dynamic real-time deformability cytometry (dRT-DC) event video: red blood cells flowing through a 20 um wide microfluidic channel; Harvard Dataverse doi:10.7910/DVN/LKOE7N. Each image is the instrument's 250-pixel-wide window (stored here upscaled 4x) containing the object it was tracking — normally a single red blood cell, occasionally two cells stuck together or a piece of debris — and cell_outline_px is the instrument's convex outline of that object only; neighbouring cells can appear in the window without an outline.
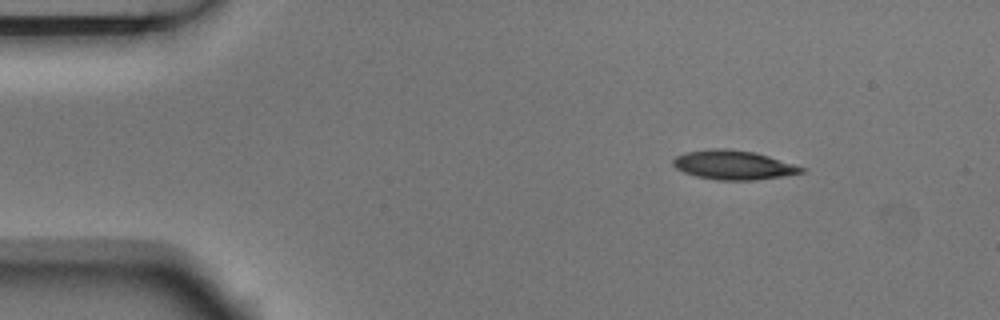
{"species": "Egyptian fruit bat (a non-hibernating species)", "species_latin": "Rousettus aegyptiacus", "temperature_condition": "room temperature", "stored_images_in_passage": 3, "camera_frame_rate_fps": 3000, "um_per_image_px": 0.085, "animal": {"sex": "male"}, "frame": {"image": 1, "passage_image": 1, "time_ms": 0.0, "image_size_px": [1000, 320], "cell_outline_px": [[804, 172], [784, 176], [752, 180], [716, 180], [696, 176], [684, 172], [676, 168], [672, 164], [672, 160], [676, 156], [684, 152], [712, 148], [724, 148], [752, 152], [768, 156], [804, 168]], "centroid_in_image_um": [62.27, 14.02], "position_along_channel_um": 22.7, "area_um2": 21.62}}